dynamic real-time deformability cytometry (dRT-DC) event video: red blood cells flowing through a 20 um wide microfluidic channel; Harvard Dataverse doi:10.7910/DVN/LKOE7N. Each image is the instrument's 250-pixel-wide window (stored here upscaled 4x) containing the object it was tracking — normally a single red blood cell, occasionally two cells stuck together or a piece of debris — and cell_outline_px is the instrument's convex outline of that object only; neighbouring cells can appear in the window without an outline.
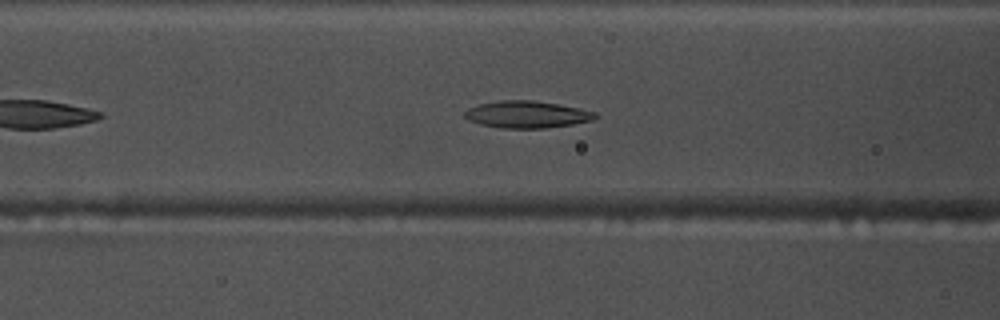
{"species": "common noctule bat (a hibernating species)", "species_latin": "Nyctalus noctula", "temperature_condition": "warm", "stored_images_in_passage": 44, "camera_frame_rate_fps": 3000, "um_per_image_px": 0.085, "animal": {"sex": "male", "body_mass_g": 17.5, "forearm_length_mm": 52.3}, "frame": {"image": 1, "passage_image": 11, "time_ms": 3.333, "image_size_px": [1000, 320], "cell_outline_px": [[600, 116], [592, 120], [572, 124], [544, 128], [500, 128], [480, 124], [468, 120], [464, 116], [464, 112], [468, 108], [480, 104], [500, 100], [532, 100], [556, 104], [596, 112]], "centroid_in_image_um": [44.76, 9.73], "position_along_channel_um": 121.8, "area_um2": 20.4}}
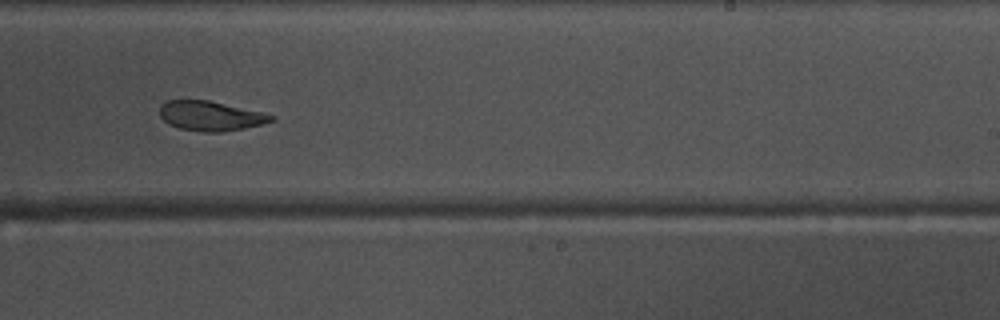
{"frame": {"image": 2, "passage_image": 23, "time_ms": 7.333, "image_size_px": [1000, 320], "cell_outline_px": [[276, 120], [264, 124], [244, 128], [220, 132], [204, 132], [180, 128], [168, 124], [160, 116], [160, 104], [168, 100], [208, 100], [264, 112], [276, 116]], "centroid_in_image_um": [17.94, 9.85], "position_along_channel_um": 271.1, "area_um2": 19.42}}
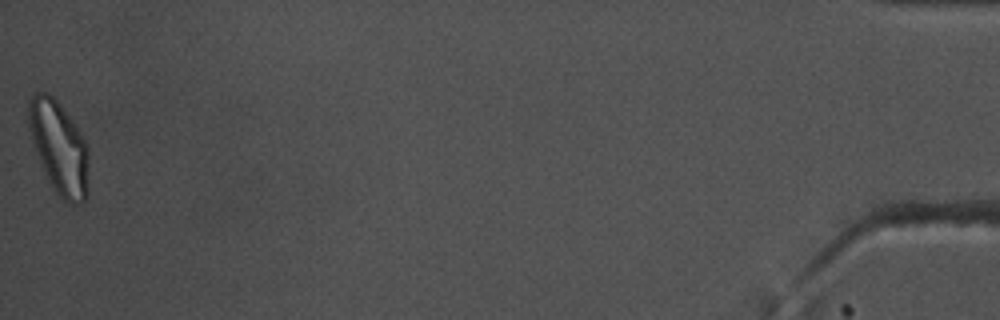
{"frame": {"image": 3, "passage_image": 44, "time_ms": 14.333, "image_size_px": [1000, 320], "cell_outline_px": [[88, 196], [84, 204], [68, 204], [52, 188], [48, 180], [32, 140], [28, 128], [28, 104], [32, 96], [36, 92], [48, 92], [60, 104], [84, 136], [88, 144]], "centroid_in_image_um": [5.05, 12.57], "position_along_channel_um": 430.1, "area_um2": 32.77}, "authors_computed_cell_mechanics": {"area_um2": 20.5479, "velocity_mm_per_s": 3.7461, "shape_relaxation_time_tau1_ms": 5.6554, "shape_relaxation_time_tau2_ms": 3.401, "deformation_change_tau1": 0.1736, "deformation_change_tau2": 0.0981}}